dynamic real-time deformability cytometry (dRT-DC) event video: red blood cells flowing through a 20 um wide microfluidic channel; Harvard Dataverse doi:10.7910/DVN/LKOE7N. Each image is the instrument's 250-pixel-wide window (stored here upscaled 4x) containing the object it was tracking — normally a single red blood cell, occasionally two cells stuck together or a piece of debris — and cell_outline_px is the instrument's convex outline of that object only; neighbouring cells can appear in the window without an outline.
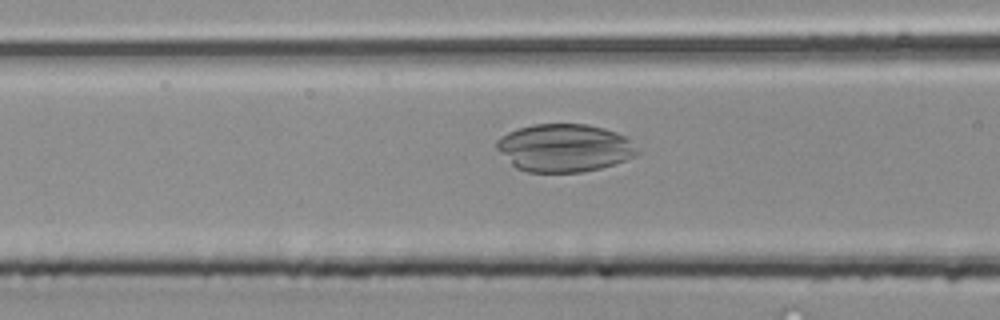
{"species": "common noctule bat (a hibernating species)", "species_latin": "Nyctalus noctula", "temperature_condition": "room temperature", "stored_images_in_passage": 48, "camera_frame_rate_fps": 3000, "um_per_image_px": 0.085, "animal": {"sex": "male", "body_mass_g": 20.4}, "frame": {"image": 1, "passage_image": 20, "time_ms": 6.333, "image_size_px": [1000, 320], "cell_outline_px": [[640, 152], [636, 156], [600, 168], [580, 172], [528, 172], [516, 168], [496, 148], [496, 140], [500, 136], [508, 132], [532, 124], [588, 124], [604, 128], [616, 132], [624, 136]], "centroid_in_image_um": [47.95, 12.56], "position_along_channel_um": 118.7, "area_um2": 39.02}}
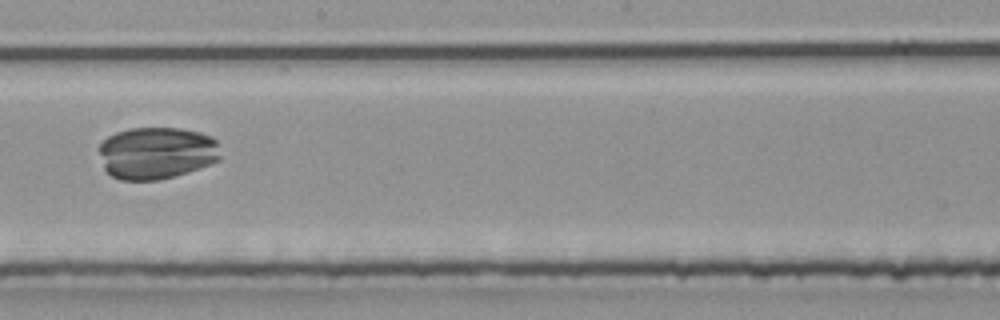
{"frame": {"image": 2, "passage_image": 28, "time_ms": 9.0, "image_size_px": [1000, 320], "cell_outline_px": [[220, 160], [160, 180], [120, 180], [112, 176], [104, 168], [100, 152], [100, 144], [108, 136], [116, 132], [128, 128], [180, 128], [200, 132], [212, 136], [216, 140], [220, 156]], "centroid_in_image_um": [13.3, 12.98], "position_along_channel_um": 234.9, "area_um2": 36.7}}
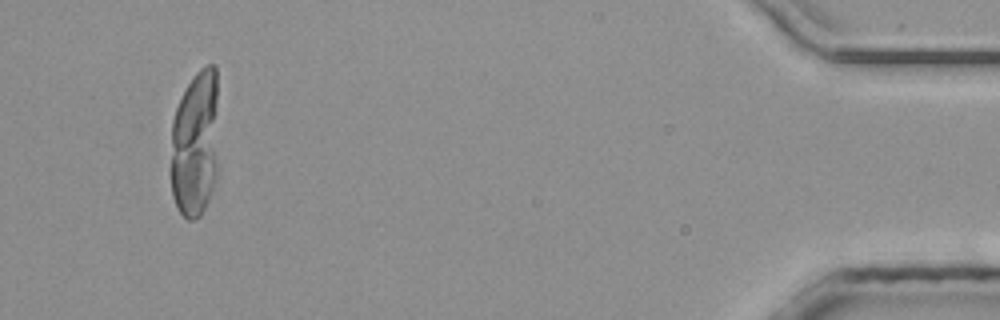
{"frame": {"image": 3, "passage_image": 46, "time_ms": 15.0, "image_size_px": [1000, 320], "cell_outline_px": [[216, 176], [208, 200], [200, 216], [196, 220], [188, 220], [176, 208], [172, 196], [172, 120], [176, 108], [192, 76], [200, 68], [208, 64], [216, 64]], "centroid_in_image_um": [16.57, 12.24], "position_along_channel_um": 418.6, "area_um2": 40.69}}